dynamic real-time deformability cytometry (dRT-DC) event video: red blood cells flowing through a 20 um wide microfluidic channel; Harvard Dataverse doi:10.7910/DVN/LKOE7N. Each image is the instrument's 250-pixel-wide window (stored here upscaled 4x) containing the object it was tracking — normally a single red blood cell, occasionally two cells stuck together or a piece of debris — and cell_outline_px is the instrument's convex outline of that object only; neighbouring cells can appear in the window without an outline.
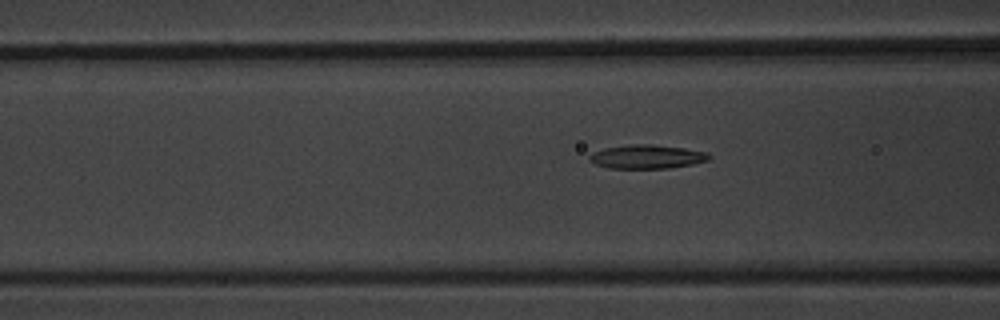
{"species": "common noctule bat (a hibernating species)", "species_latin": "Nyctalus noctula", "temperature_condition": "warm", "stored_images_in_passage": 7, "camera_frame_rate_fps": 3000, "um_per_image_px": 0.085, "animal": {"sex": "male", "body_mass_g": 20.1, "forearm_length_mm": 53.5}, "frame": {"image": 1, "passage_image": 7, "time_ms": 7.667, "image_size_px": [1000, 320], "cell_outline_px": [[712, 156], [708, 160], [692, 164], [668, 168], [608, 168], [596, 164], [588, 160], [588, 156], [592, 152], [604, 148], [632, 144], [652, 144], [684, 148], [708, 152]], "centroid_in_image_um": [54.98, 13.31], "position_along_channel_um": 111.6, "area_um2": 16.65}}